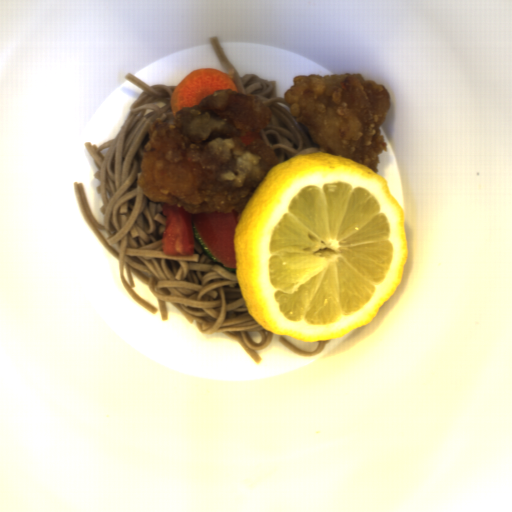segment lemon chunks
Instances as JSON below:
<instances>
[{"label":"lemon chunks","mask_w":512,"mask_h":512,"mask_svg":"<svg viewBox=\"0 0 512 512\" xmlns=\"http://www.w3.org/2000/svg\"><path fill=\"white\" fill-rule=\"evenodd\" d=\"M235 275L254 321L301 343L371 323L403 280L405 211L387 178L329 152L272 166L234 228Z\"/></svg>","instance_id":"lemon-chunks-1"}]
</instances>
